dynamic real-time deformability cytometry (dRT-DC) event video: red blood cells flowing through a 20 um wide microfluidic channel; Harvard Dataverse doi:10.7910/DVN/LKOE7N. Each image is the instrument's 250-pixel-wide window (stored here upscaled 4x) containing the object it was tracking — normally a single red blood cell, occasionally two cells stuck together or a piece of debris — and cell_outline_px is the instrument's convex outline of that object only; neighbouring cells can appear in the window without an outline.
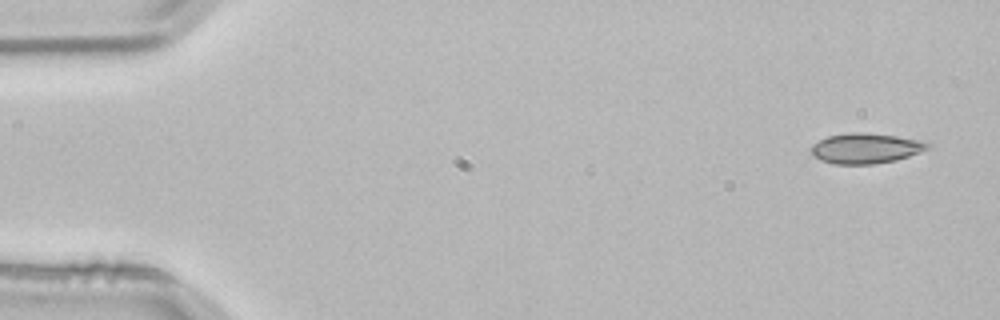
{"species": "common noctule bat (a hibernating species)", "species_latin": "Nyctalus noctula", "temperature_condition": "room temperature", "stored_images_in_passage": 4, "camera_frame_rate_fps": 3000, "um_per_image_px": 0.085, "animal": {"sex": "male", "body_mass_g": 21.5, "forearm_length_mm": 52.0}, "frame": {"image": 1, "passage_image": 1, "time_ms": 0.0, "image_size_px": [1000, 320], "cell_outline_px": [[928, 148], [920, 152], [896, 160], [872, 164], [832, 164], [820, 160], [812, 156], [812, 144], [828, 136], [848, 132], [864, 132], [896, 136], [920, 140], [928, 144]], "centroid_in_image_um": [73.53, 12.6], "position_along_channel_um": 11.5, "area_um2": 20.46}}
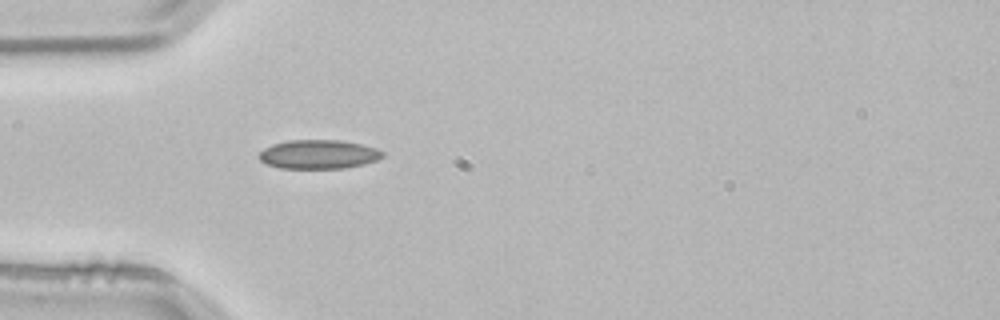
{"frame": {"image": 2, "passage_image": 4, "time_ms": 1.0, "image_size_px": [1000, 320], "cell_outline_px": [[384, 156], [376, 160], [364, 164], [344, 168], [280, 168], [268, 164], [260, 160], [260, 152], [264, 148], [272, 144], [288, 140], [340, 140], [360, 144], [376, 148], [384, 152]], "centroid_in_image_um": [27.09, 13.11], "position_along_channel_um": 57.9, "area_um2": 20.75}}